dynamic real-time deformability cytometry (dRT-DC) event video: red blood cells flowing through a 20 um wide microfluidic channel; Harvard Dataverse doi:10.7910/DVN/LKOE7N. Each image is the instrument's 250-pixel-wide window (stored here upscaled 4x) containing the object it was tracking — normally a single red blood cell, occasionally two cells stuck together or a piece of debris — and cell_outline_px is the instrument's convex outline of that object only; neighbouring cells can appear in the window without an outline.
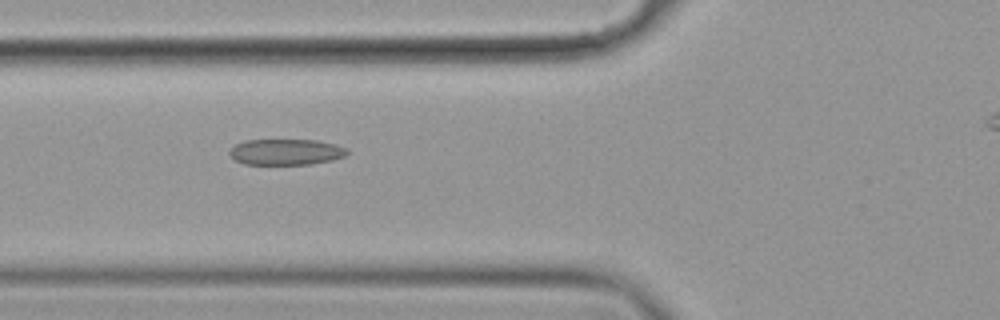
{"species": "common noctule bat (a hibernating species)", "species_latin": "Nyctalus noctula", "temperature_condition": "cold", "stored_images_in_passage": 3, "camera_frame_rate_fps": 3000, "um_per_image_px": 0.085, "animal": {"sex": "female", "body_mass_g": 19.9}, "frame": {"image": 1, "passage_image": 2, "time_ms": 0.333, "image_size_px": [1000, 320], "cell_outline_px": [[348, 152], [344, 156], [332, 160], [312, 164], [244, 164], [236, 160], [228, 152], [236, 144], [244, 140], [316, 140], [336, 144], [348, 148]], "centroid_in_image_um": [24.33, 12.91], "position_along_channel_um": 101.5, "area_um2": 17.74}}
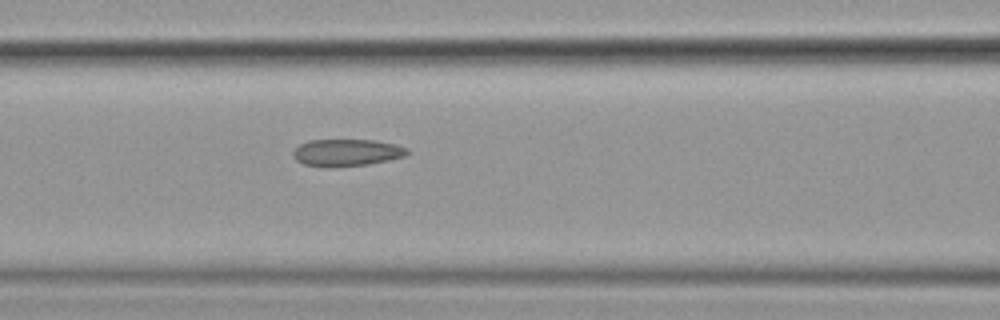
{"frame": {"image": 2, "passage_image": 3, "time_ms": 0.667, "image_size_px": [1000, 320], "cell_outline_px": [[408, 152], [404, 156], [388, 160], [368, 164], [304, 164], [296, 160], [292, 156], [292, 152], [300, 144], [308, 140], [376, 140], [396, 144], [408, 148]], "centroid_in_image_um": [29.5, 12.91], "position_along_channel_um": 137.1, "area_um2": 17.17}}